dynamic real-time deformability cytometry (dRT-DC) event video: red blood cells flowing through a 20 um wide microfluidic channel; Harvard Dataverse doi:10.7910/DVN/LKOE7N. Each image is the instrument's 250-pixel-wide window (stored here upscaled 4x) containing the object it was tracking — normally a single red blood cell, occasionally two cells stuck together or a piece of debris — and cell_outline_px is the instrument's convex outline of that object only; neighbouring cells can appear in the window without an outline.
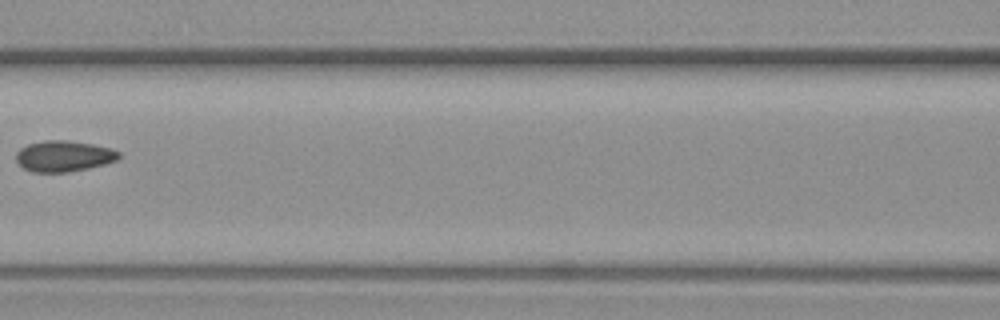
{"species": "common noctule bat (a hibernating species)", "species_latin": "Nyctalus noctula", "temperature_condition": "warm", "stored_images_in_passage": 6, "camera_frame_rate_fps": 3000, "um_per_image_px": 0.085, "animal": {"sex": "female", "body_mass_g": 19.3, "forearm_length_mm": 54.1}, "frame": {"image": 1, "passage_image": 5, "time_ms": 5.0, "image_size_px": [1000, 320], "cell_outline_px": [[120, 156], [116, 160], [104, 164], [88, 168], [68, 172], [32, 172], [24, 168], [16, 160], [16, 152], [20, 148], [28, 144], [44, 140], [68, 140], [92, 144], [112, 148], [120, 152]], "centroid_in_image_um": [5.42, 13.26], "position_along_channel_um": 161.2, "area_um2": 18.55}}
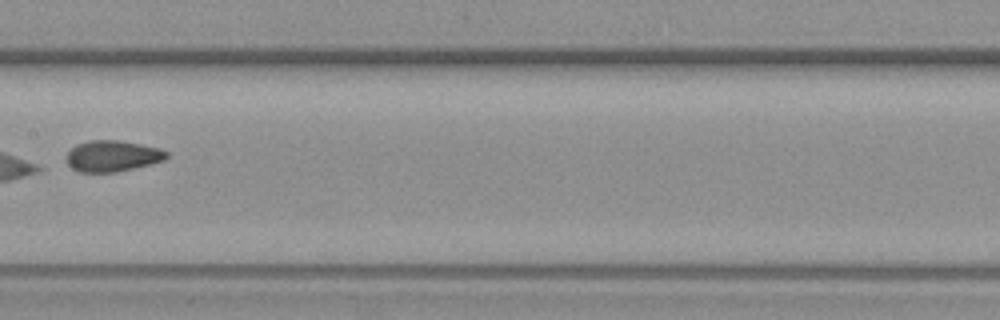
{"frame": {"image": 2, "passage_image": 6, "time_ms": 6.0, "image_size_px": [1000, 320], "cell_outline_px": [[168, 156], [164, 160], [152, 164], [116, 172], [80, 172], [72, 168], [68, 164], [68, 152], [76, 144], [88, 140], [116, 140], [140, 144], [160, 148], [168, 152]], "centroid_in_image_um": [9.58, 13.26], "position_along_channel_um": 197.8, "area_um2": 18.09}}